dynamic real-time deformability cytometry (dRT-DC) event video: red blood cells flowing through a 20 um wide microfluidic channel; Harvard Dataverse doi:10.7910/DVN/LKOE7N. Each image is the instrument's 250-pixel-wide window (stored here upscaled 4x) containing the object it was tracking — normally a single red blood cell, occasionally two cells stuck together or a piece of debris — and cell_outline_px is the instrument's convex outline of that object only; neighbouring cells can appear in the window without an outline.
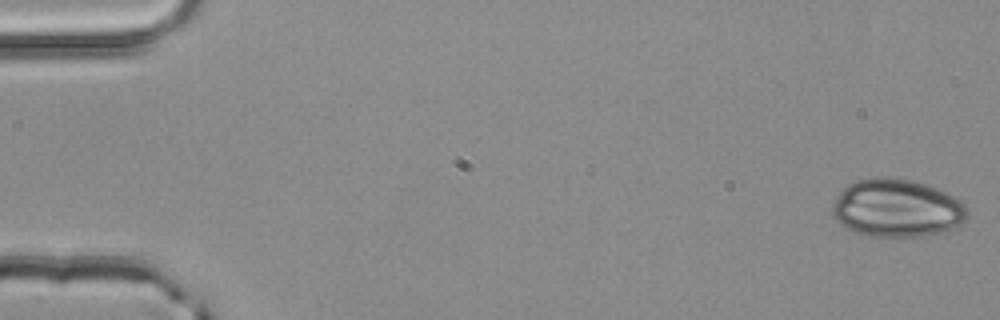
{"species": "common noctule bat (a hibernating species)", "species_latin": "Nyctalus noctula", "temperature_condition": "room temperature", "stored_images_in_passage": 19, "camera_frame_rate_fps": 3000, "um_per_image_px": 0.085, "animal": {"sex": "male", "body_mass_g": 20.4}, "frame": {"image": 1, "passage_image": 1, "time_ms": 0.0, "image_size_px": [1000, 320], "cell_outline_px": [[968, 216], [960, 224], [940, 232], [904, 240], [868, 236], [856, 232], [840, 224], [832, 216], [832, 204], [836, 196], [848, 184], [856, 180], [876, 176], [888, 176], [912, 180], [936, 188], [960, 200], [964, 204], [968, 212]], "centroid_in_image_um": [76.19, 17.71], "position_along_channel_um": 8.8, "area_um2": 46.3}}